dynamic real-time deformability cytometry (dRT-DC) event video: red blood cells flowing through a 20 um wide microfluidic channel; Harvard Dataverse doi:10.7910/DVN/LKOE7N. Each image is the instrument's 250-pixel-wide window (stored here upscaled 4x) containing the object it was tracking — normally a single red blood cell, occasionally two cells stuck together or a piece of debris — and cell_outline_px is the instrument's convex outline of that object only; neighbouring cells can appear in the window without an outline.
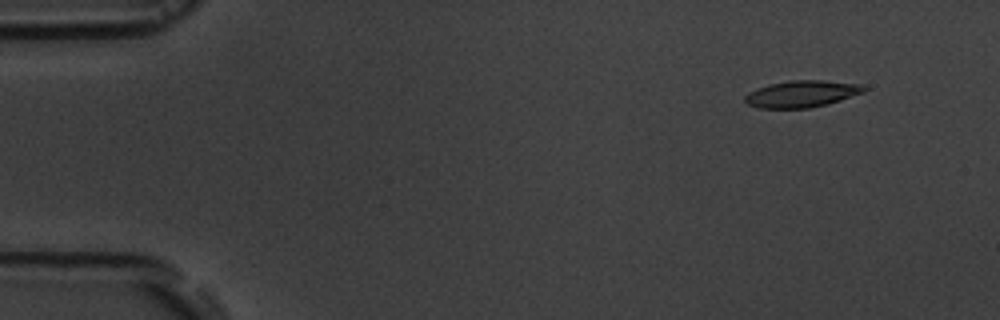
{"species": "common noctule bat (a hibernating species)", "species_latin": "Nyctalus noctula", "temperature_condition": "room temperature", "stored_images_in_passage": 4, "camera_frame_rate_fps": 3000, "um_per_image_px": 0.085, "animal": {"sex": "male", "body_mass_g": 19.5, "forearm_length_mm": 54.6}, "frame": {"image": 1, "passage_image": 1, "time_ms": 0.0, "image_size_px": [1000, 320], "cell_outline_px": [[868, 88], [864, 92], [840, 100], [808, 108], [760, 108], [748, 104], [744, 100], [744, 96], [748, 92], [756, 88], [768, 84], [788, 80], [824, 80], [864, 84]], "centroid_in_image_um": [68.15, 7.96], "position_along_channel_um": 16.9, "area_um2": 18.67}}
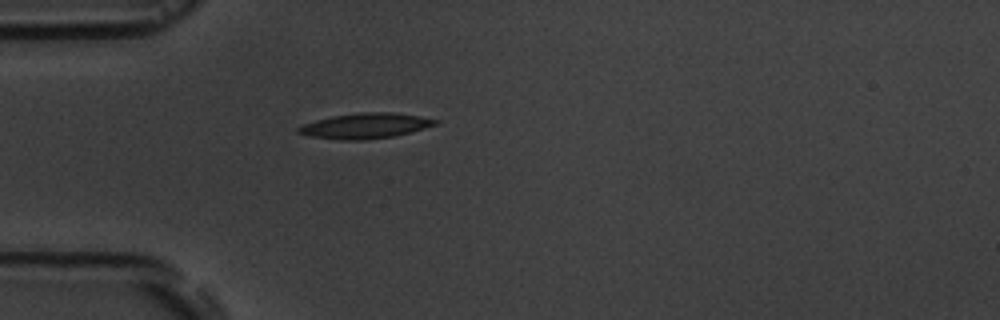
{"frame": {"image": 2, "passage_image": 4, "time_ms": 3.667, "image_size_px": [1000, 320], "cell_outline_px": [[440, 120], [436, 124], [424, 128], [392, 136], [364, 140], [340, 140], [312, 136], [296, 132], [296, 128], [304, 124], [316, 120], [332, 116], [360, 112], [392, 112]], "centroid_in_image_um": [31.01, 10.69], "position_along_channel_um": 54.0, "area_um2": 19.88}}